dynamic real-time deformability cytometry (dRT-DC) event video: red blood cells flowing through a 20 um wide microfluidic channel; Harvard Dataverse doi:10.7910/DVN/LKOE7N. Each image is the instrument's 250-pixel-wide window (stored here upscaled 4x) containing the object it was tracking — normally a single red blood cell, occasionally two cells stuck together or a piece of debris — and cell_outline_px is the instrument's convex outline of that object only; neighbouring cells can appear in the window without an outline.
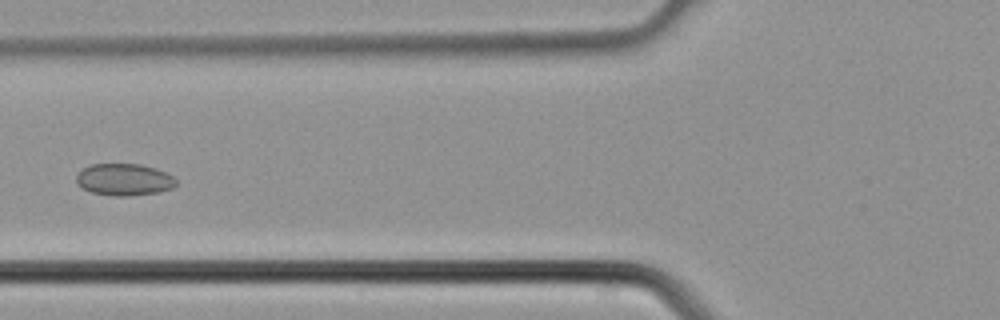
{"species": "common noctule bat (a hibernating species)", "species_latin": "Nyctalus noctula", "temperature_condition": "cold", "stored_images_in_passage": 3, "camera_frame_rate_fps": 3000, "um_per_image_px": 0.085, "animal": {"sex": "male", "body_mass_g": 21.5, "forearm_length_mm": 52.0}, "frame": {"image": 1, "passage_image": 3, "time_ms": 0.667, "image_size_px": [1000, 320], "cell_outline_px": [[176, 184], [172, 188], [160, 192], [132, 196], [112, 196], [92, 192], [76, 184], [76, 176], [84, 168], [92, 164], [140, 164], [156, 168], [172, 176], [176, 180]], "centroid_in_image_um": [10.56, 15.27], "position_along_channel_um": 115.2, "area_um2": 18.55}}